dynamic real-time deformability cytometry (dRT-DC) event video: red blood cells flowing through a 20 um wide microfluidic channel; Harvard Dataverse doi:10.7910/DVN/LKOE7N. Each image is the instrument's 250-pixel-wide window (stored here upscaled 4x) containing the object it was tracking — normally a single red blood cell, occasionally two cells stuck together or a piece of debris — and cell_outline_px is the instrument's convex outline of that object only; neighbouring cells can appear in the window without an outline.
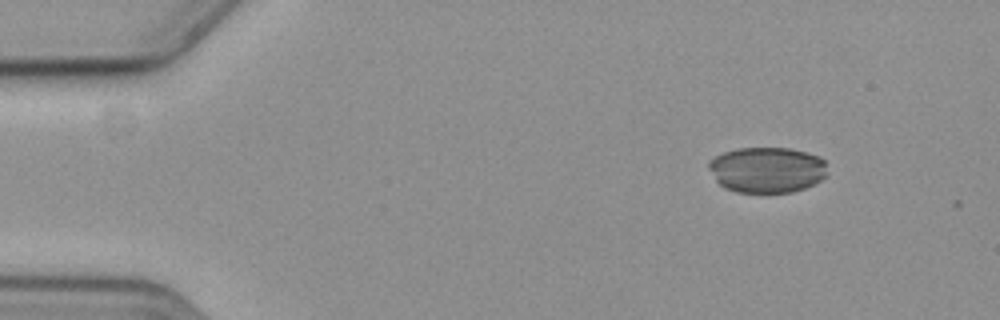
{"species": "common noctule bat (a hibernating species)", "species_latin": "Nyctalus noctula", "temperature_condition": "cold", "stored_images_in_passage": 4, "camera_frame_rate_fps": 3000, "um_per_image_px": 0.085, "animal": {"sex": "female", "body_mass_g": 19.3, "forearm_length_mm": 54.1}, "frame": {"image": 1, "passage_image": 1, "time_ms": 0.0, "image_size_px": [1000, 320], "cell_outline_px": [[828, 176], [804, 188], [792, 192], [736, 192], [724, 188], [716, 180], [708, 168], [708, 160], [724, 152], [736, 148], [788, 148], [808, 152], [820, 156], [824, 160]], "centroid_in_image_um": [65.2, 14.42], "position_along_channel_um": 19.8, "area_um2": 31.79}}